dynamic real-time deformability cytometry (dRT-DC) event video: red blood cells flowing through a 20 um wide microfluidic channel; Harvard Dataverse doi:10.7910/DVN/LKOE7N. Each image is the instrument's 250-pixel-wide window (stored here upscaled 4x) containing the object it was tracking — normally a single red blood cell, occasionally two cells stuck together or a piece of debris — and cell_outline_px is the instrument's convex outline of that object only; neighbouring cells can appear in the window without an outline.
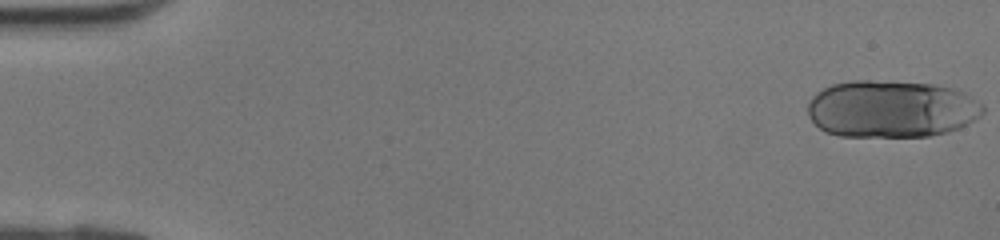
{"species": "human", "species_latin": "Homo sapiens", "temperature_condition": "room temperature", "stored_images_in_passage": 13, "camera_frame_rate_fps": 3000, "um_per_image_px": 0.085, "donor": {"sex": "female"}, "frame": {"image": 1, "passage_image": 1, "time_ms": 0.0, "image_size_px": [1000, 240], "cell_outline_px": [[984, 112], [980, 116], [960, 128], [948, 132], [928, 136], [840, 136], [824, 132], [808, 116], [808, 104], [812, 96], [816, 92], [832, 84], [852, 80], [872, 80], [932, 84], [952, 88], [964, 92], [972, 96], [984, 104]], "centroid_in_image_um": [75.78, 9.26], "position_along_channel_um": 9.2, "area_um2": 58.78}}
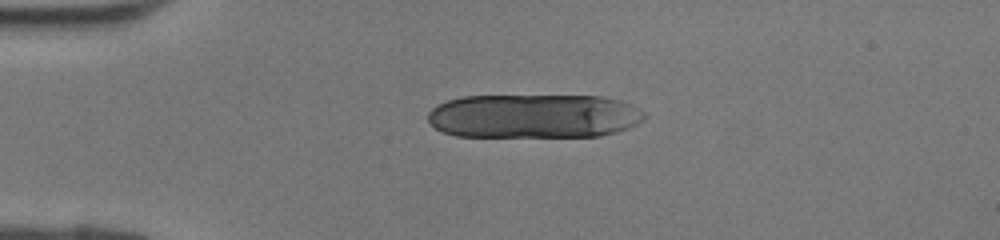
{"frame": {"image": 2, "passage_image": 10, "time_ms": 3.0, "image_size_px": [1000, 240], "cell_outline_px": [[648, 116], [644, 120], [628, 128], [616, 132], [600, 136], [456, 136], [444, 132], [436, 128], [428, 120], [428, 112], [436, 104], [448, 100], [464, 96], [600, 96], [620, 100], [632, 104], [640, 108]], "centroid_in_image_um": [45.41, 9.86], "position_along_channel_um": 39.6, "area_um2": 55.95}}